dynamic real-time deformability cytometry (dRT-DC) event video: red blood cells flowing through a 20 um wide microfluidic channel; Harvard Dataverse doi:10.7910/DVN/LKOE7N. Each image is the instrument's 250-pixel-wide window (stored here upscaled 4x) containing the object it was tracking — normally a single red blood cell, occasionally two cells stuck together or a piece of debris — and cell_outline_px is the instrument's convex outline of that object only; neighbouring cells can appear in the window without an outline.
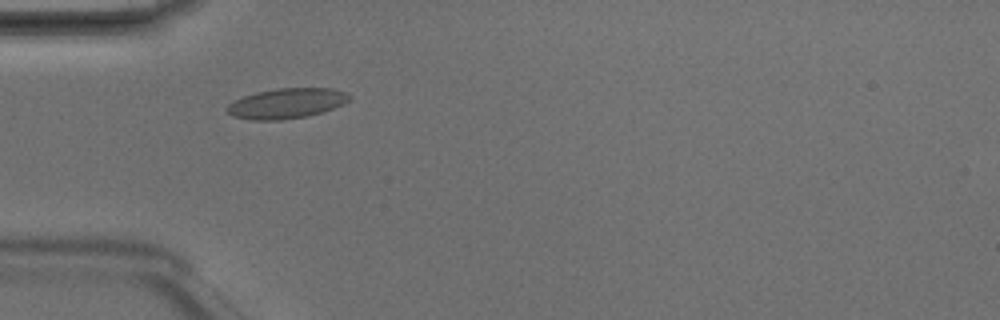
{"species": "Egyptian fruit bat (a non-hibernating species)", "species_latin": "Rousettus aegyptiacus", "temperature_condition": "room temperature", "stored_images_in_passage": 3, "camera_frame_rate_fps": 3000, "um_per_image_px": 0.085, "animal": {"sex": "male"}, "frame": {"image": 1, "passage_image": 1, "time_ms": 0.0, "image_size_px": [1000, 320], "cell_outline_px": [[352, 96], [344, 104], [308, 116], [280, 120], [252, 120], [232, 116], [224, 108], [228, 104], [244, 96], [256, 92], [276, 88], [332, 88], [344, 92]], "centroid_in_image_um": [24.33, 8.78], "position_along_channel_um": 60.7, "area_um2": 21.44}}